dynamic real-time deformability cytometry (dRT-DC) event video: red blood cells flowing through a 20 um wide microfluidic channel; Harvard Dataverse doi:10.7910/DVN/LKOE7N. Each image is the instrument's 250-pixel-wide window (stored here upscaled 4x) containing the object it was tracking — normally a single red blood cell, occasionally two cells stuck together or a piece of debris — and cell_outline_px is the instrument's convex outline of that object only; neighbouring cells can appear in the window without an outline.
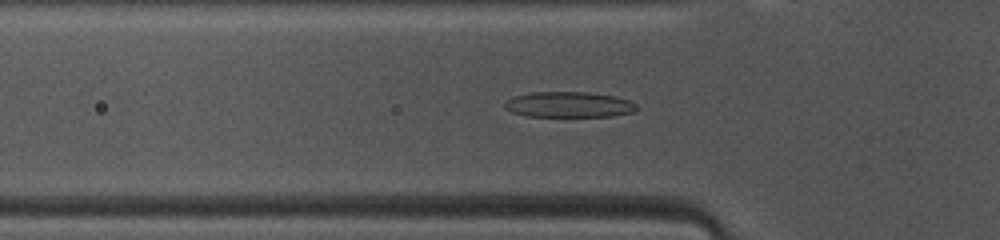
{"species": "common noctule bat (a hibernating species)", "species_latin": "Nyctalus noctula", "temperature_condition": "warm", "stored_images_in_passage": 38, "camera_frame_rate_fps": 3000, "um_per_image_px": 0.085, "animal": {"sex": "female", "body_mass_g": 10.0, "forearm_length_mm": 53.1}, "frame": {"image": 1, "passage_image": 12, "time_ms": 3.667, "image_size_px": [1000, 240], "cell_outline_px": [[636, 108], [632, 112], [612, 116], [528, 116], [512, 112], [504, 108], [504, 104], [512, 96], [532, 92], [588, 92], [616, 96], [628, 100], [636, 104]], "centroid_in_image_um": [48.33, 8.88], "position_along_channel_um": 77.5, "area_um2": 19.59}}
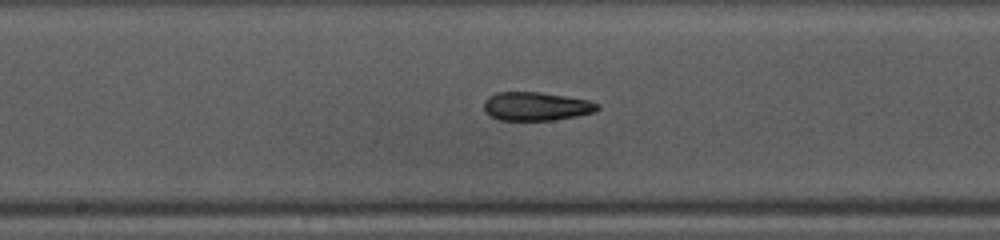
{"frame": {"image": 2, "passage_image": 21, "time_ms": 6.667, "image_size_px": [1000, 240], "cell_outline_px": [[600, 108], [592, 112], [576, 116], [552, 120], [500, 120], [492, 116], [484, 108], [484, 100], [488, 96], [496, 92], [540, 92], [588, 100], [596, 104]], "centroid_in_image_um": [45.54, 9.03], "position_along_channel_um": 202.7, "area_um2": 18.61}}
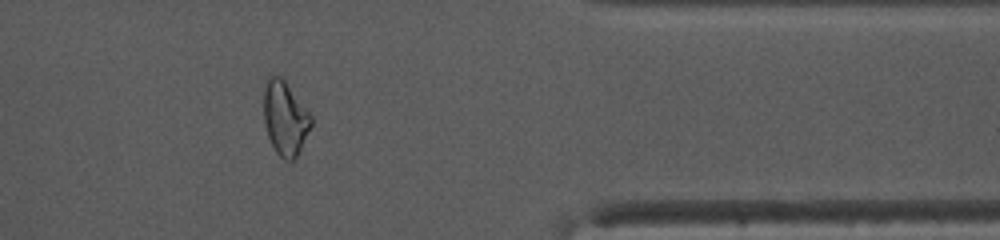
{"frame": {"image": 3, "passage_image": 36, "time_ms": 11.667, "image_size_px": [1000, 240], "cell_outline_px": [[312, 124], [300, 152], [292, 160], [284, 160], [276, 152], [268, 136], [264, 124], [264, 88], [268, 76], [280, 76], [284, 80], [312, 116]], "centroid_in_image_um": [24.23, 10.06], "position_along_channel_um": 387.2, "area_um2": 20.29}, "authors_computed_cell_mechanics": {"area_um2": 19.363, "velocity_mm_per_s": 4.1261, "shape_relaxation_time_tau1_ms": 10.5086, "shape_relaxation_time_tau2_ms": 2.5923, "deformation_change_tau1": 0.2734, "deformation_change_tau2": 0.1031}}